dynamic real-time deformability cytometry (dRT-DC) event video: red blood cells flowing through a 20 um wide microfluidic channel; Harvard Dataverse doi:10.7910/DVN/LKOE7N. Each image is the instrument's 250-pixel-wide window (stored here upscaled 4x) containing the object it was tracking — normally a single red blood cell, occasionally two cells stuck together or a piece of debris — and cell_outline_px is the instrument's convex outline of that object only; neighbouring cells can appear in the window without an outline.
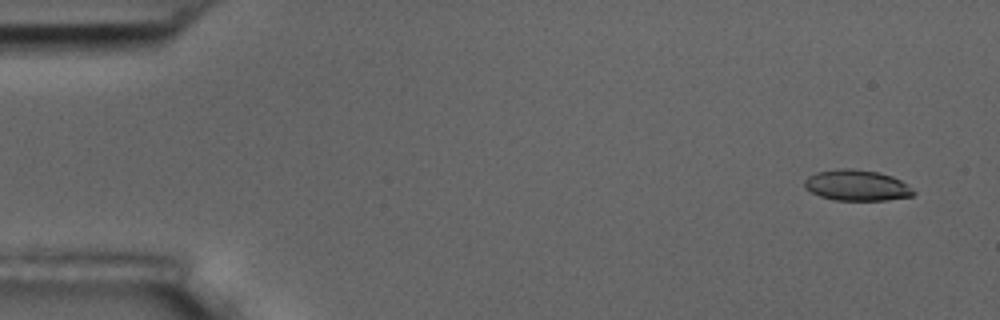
{"species": "common noctule bat (a hibernating species)", "species_latin": "Nyctalus noctula", "temperature_condition": "room temperature", "stored_images_in_passage": 8, "camera_frame_rate_fps": 3000, "um_per_image_px": 0.085, "animal": {"sex": "male", "body_mass_g": 17.5, "forearm_length_mm": 52.3}, "frame": {"image": 1, "passage_image": 1, "time_ms": 0.0, "image_size_px": [1000, 320], "cell_outline_px": [[916, 192], [912, 196], [888, 200], [832, 200], [820, 196], [804, 188], [804, 180], [808, 176], [816, 172], [840, 168], [856, 168], [876, 172], [892, 176], [900, 180], [912, 188]], "centroid_in_image_um": [72.81, 15.75], "position_along_channel_um": 12.2, "area_um2": 19.71}}
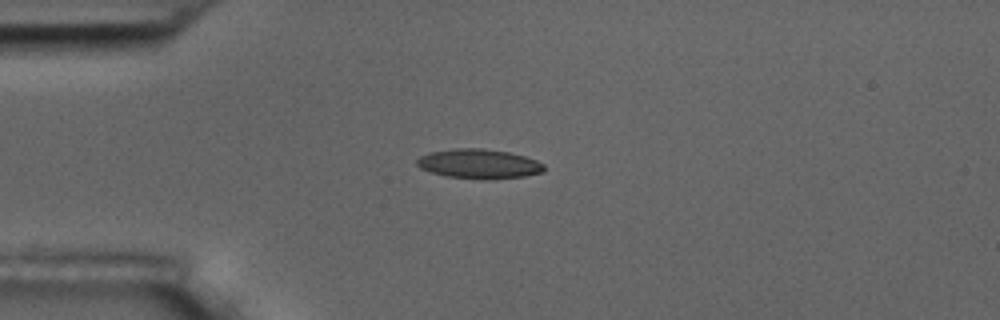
{"frame": {"image": 2, "passage_image": 4, "time_ms": 3.667, "image_size_px": [1000, 320], "cell_outline_px": [[544, 172], [524, 176], [488, 180], [444, 176], [420, 168], [416, 164], [416, 160], [420, 156], [432, 152], [456, 148], [480, 148], [508, 152], [524, 156], [536, 160], [544, 164]], "centroid_in_image_um": [40.72, 13.93], "position_along_channel_um": 44.3, "area_um2": 21.85}}
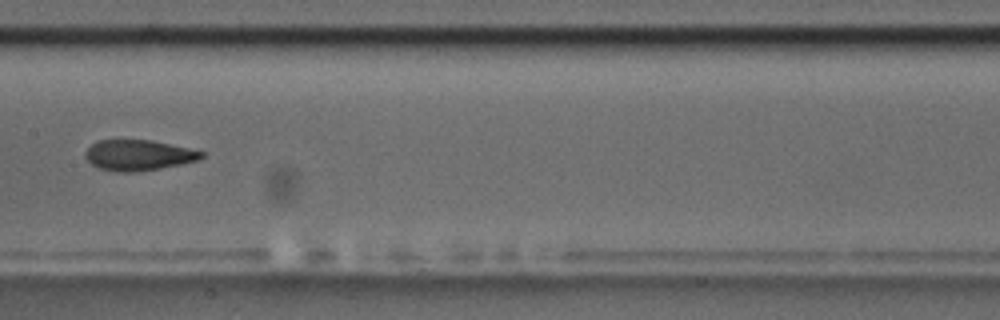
{"frame": {"image": 3, "passage_image": 8, "time_ms": 8.333, "image_size_px": [1000, 320], "cell_outline_px": [[204, 156], [200, 160], [160, 168], [136, 172], [116, 172], [100, 168], [92, 164], [84, 156], [84, 152], [96, 140], [152, 140], [188, 148], [204, 152]], "centroid_in_image_um": [11.76, 13.19], "position_along_channel_um": 195.6, "area_um2": 20.69}}